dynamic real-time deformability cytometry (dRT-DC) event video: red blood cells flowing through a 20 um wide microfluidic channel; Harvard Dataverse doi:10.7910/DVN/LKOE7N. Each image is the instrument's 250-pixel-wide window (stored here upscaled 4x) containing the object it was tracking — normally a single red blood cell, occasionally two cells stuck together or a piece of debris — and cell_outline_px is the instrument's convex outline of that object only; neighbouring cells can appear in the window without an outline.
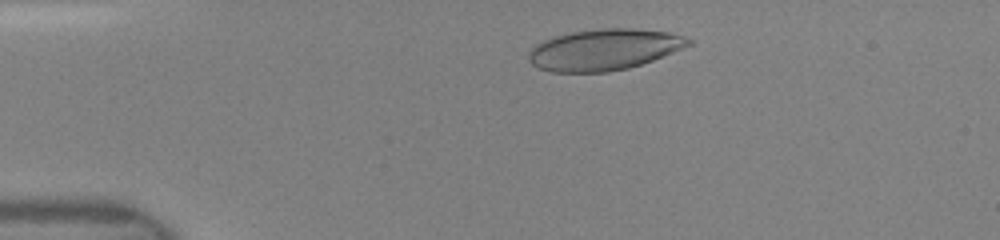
{"species": "human", "species_latin": "Homo sapiens", "temperature_condition": "room temperature", "stored_images_in_passage": 31, "camera_frame_rate_fps": 3000, "um_per_image_px": 0.085, "donor": {"sex": "female"}, "frame": {"image": 1, "passage_image": 6, "time_ms": 1.667, "image_size_px": [1000, 240], "cell_outline_px": [[692, 44], [652, 60], [628, 68], [608, 72], [552, 72], [540, 68], [532, 64], [528, 60], [528, 52], [536, 44], [544, 40], [556, 36], [572, 32], [600, 28], [636, 28], [668, 32], [684, 36], [692, 40]], "centroid_in_image_um": [51.34, 4.21], "position_along_channel_um": 33.7, "area_um2": 38.21}}
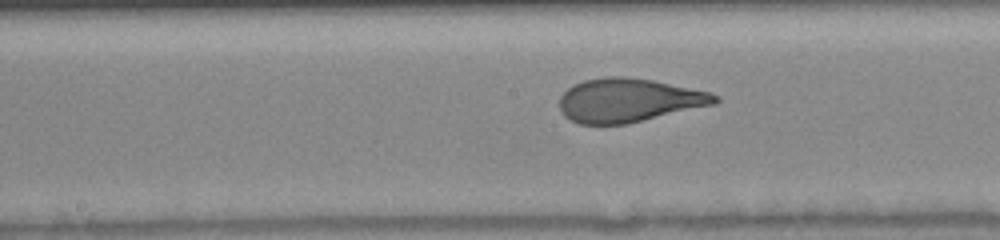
{"frame": {"image": 2, "passage_image": 21, "time_ms": 6.667, "image_size_px": [1000, 240], "cell_outline_px": [[720, 100], [716, 104], [628, 124], [580, 124], [564, 116], [560, 108], [560, 96], [568, 88], [584, 80], [604, 76], [624, 76], [652, 80], [712, 92], [720, 96]], "centroid_in_image_um": [53.48, 8.52], "position_along_channel_um": 194.7, "area_um2": 39.77}}
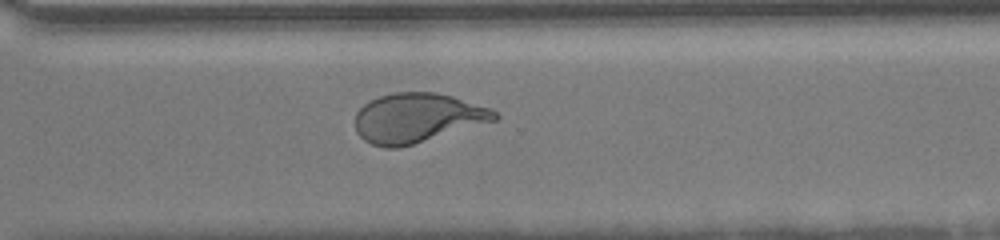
{"frame": {"image": 3, "passage_image": 31, "time_ms": 10.0, "image_size_px": [1000, 240], "cell_outline_px": [[500, 116], [496, 120], [400, 148], [384, 148], [372, 144], [364, 140], [356, 132], [356, 112], [364, 104], [380, 96], [396, 92], [436, 92], [452, 96], [492, 108]], "centroid_in_image_um": [35.47, 10.02], "position_along_channel_um": 335.1, "area_um2": 40.11}}